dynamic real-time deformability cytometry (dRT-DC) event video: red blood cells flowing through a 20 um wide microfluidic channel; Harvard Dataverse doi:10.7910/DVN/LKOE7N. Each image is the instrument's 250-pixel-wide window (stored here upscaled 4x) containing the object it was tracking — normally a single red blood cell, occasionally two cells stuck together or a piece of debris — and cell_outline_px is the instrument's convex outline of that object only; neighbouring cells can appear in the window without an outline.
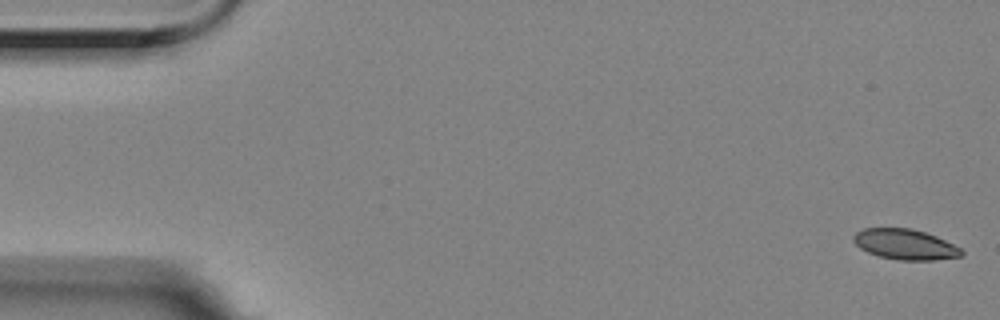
{"species": "Egyptian fruit bat (a non-hibernating species)", "species_latin": "Rousettus aegyptiacus", "temperature_condition": "room temperature", "stored_images_in_passage": 8, "camera_frame_rate_fps": 3000, "um_per_image_px": 0.085, "animal": {"sex": "female"}, "frame": {"image": 1, "passage_image": 1, "time_ms": 0.0, "image_size_px": [1000, 320], "cell_outline_px": [[964, 252], [960, 256], [932, 260], [900, 260], [880, 256], [868, 252], [860, 248], [852, 240], [852, 236], [856, 232], [864, 228], [912, 228], [936, 236], [960, 248]], "centroid_in_image_um": [76.9, 20.76], "position_along_channel_um": 8.1, "area_um2": 18.96}}